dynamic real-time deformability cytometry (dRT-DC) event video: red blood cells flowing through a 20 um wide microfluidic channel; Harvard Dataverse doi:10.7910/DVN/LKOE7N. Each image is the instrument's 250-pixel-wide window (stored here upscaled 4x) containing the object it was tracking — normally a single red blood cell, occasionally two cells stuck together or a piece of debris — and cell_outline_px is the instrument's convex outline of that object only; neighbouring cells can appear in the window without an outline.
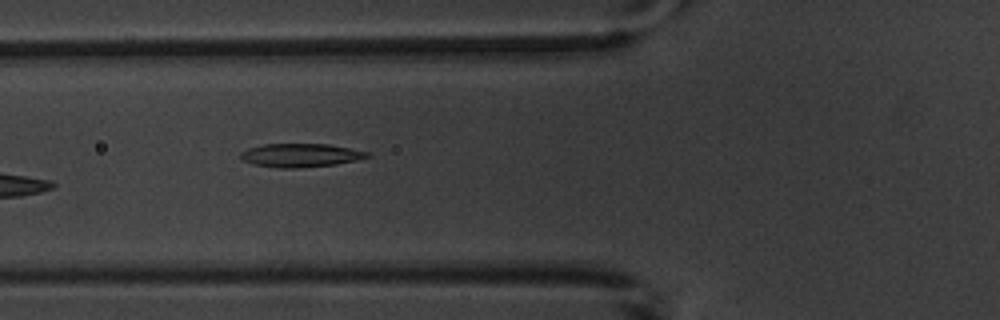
{"species": "common noctule bat (a hibernating species)", "species_latin": "Nyctalus noctula", "temperature_condition": "warm", "stored_images_in_passage": 7, "camera_frame_rate_fps": 3000, "um_per_image_px": 0.085, "animal": {"sex": "male", "body_mass_g": 20.1, "forearm_length_mm": 53.5}, "frame": {"image": 1, "passage_image": 7, "time_ms": 7.0, "image_size_px": [1000, 320], "cell_outline_px": [[372, 156], [356, 160], [336, 164], [296, 168], [280, 168], [252, 164], [244, 160], [240, 156], [240, 152], [248, 148], [264, 144], [328, 144], [368, 152]], "centroid_in_image_um": [25.53, 13.2], "position_along_channel_um": 100.3, "area_um2": 17.22}}